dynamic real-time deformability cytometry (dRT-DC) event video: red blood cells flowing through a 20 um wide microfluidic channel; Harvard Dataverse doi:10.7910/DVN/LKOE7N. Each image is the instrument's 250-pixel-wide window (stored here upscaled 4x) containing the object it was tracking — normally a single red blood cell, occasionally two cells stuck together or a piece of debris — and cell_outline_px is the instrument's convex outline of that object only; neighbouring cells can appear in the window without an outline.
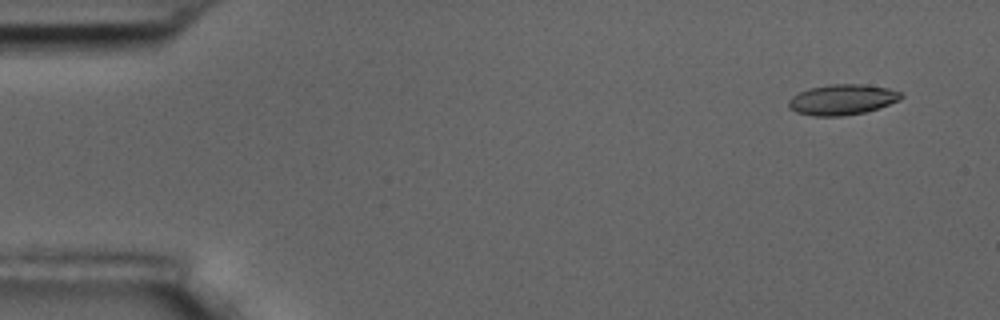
{"species": "common noctule bat (a hibernating species)", "species_latin": "Nyctalus noctula", "temperature_condition": "room temperature", "stored_images_in_passage": 5, "camera_frame_rate_fps": 3000, "um_per_image_px": 0.085, "animal": {"sex": "male", "body_mass_g": 17.5, "forearm_length_mm": 52.3}, "frame": {"image": 1, "passage_image": 1, "time_ms": 0.0, "image_size_px": [1000, 320], "cell_outline_px": [[904, 96], [900, 100], [864, 112], [844, 116], [812, 116], [796, 112], [788, 108], [788, 100], [792, 96], [808, 88], [832, 84], [860, 84], [888, 88], [900, 92]], "centroid_in_image_um": [71.55, 8.47], "position_along_channel_um": 13.4, "area_um2": 19.94}}